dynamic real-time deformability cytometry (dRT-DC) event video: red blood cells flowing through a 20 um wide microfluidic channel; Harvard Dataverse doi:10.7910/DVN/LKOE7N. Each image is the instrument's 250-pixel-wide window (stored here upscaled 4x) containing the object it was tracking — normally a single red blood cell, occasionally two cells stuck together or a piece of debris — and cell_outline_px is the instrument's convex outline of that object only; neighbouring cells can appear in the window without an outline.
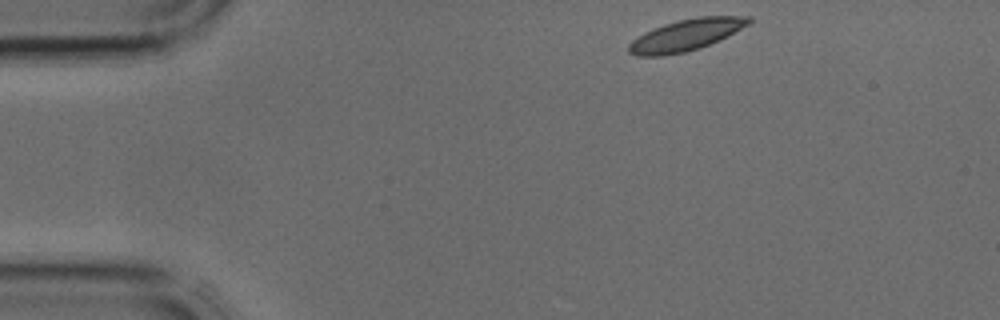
{"species": "common noctule bat (a hibernating species)", "species_latin": "Nyctalus noctula", "temperature_condition": "cold", "stored_images_in_passage": 3, "camera_frame_rate_fps": 3000, "um_per_image_px": 0.085, "animal": {"sex": "male", "body_mass_g": 17.9, "forearm_length_mm": 54.2}, "frame": {"image": 1, "passage_image": 1, "time_ms": 0.0, "image_size_px": [1000, 320], "cell_outline_px": [[752, 20], [748, 24], [728, 36], [720, 40], [700, 48], [684, 52], [664, 56], [636, 56], [628, 52], [628, 44], [632, 40], [644, 32], [664, 24], [680, 20], [700, 16], [752, 16]], "centroid_in_image_um": [58.3, 2.98], "position_along_channel_um": 26.7, "area_um2": 22.02}}
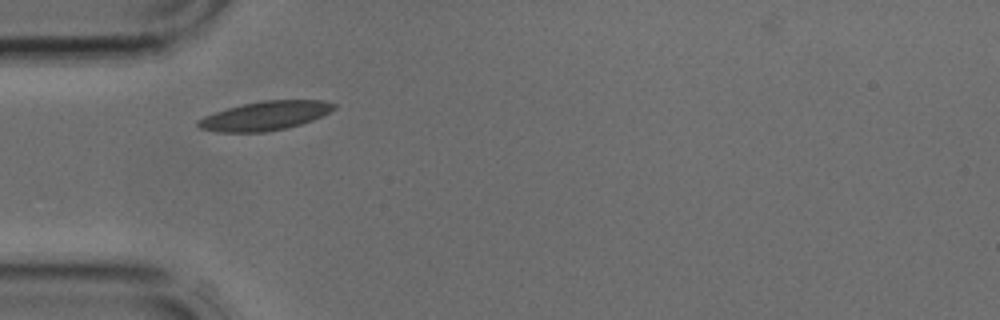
{"frame": {"image": 2, "passage_image": 3, "time_ms": 0.667, "image_size_px": [1000, 320], "cell_outline_px": [[336, 108], [312, 120], [288, 128], [264, 132], [216, 132], [200, 128], [196, 124], [196, 120], [204, 116], [228, 108], [244, 104], [264, 100], [324, 100], [336, 104]], "centroid_in_image_um": [22.52, 9.84], "position_along_channel_um": 62.5, "area_um2": 22.83}}